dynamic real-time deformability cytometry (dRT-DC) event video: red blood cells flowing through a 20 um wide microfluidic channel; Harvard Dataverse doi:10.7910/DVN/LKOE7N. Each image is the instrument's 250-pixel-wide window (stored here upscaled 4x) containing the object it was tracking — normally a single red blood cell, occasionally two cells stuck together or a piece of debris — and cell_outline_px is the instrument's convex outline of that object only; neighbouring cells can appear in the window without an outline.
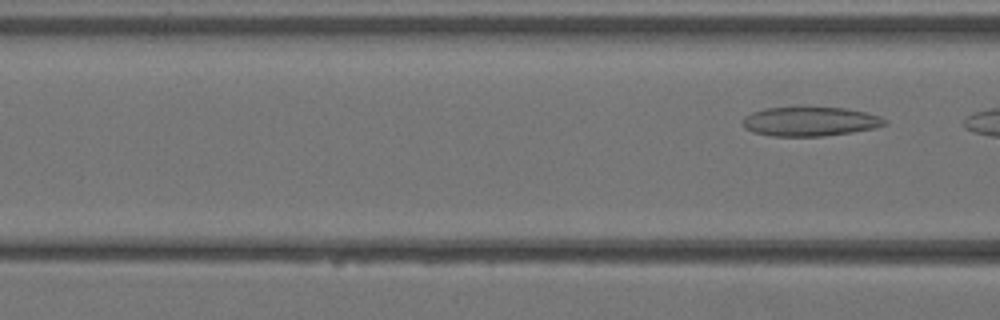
{"species": "Egyptian fruit bat (a non-hibernating species)", "species_latin": "Rousettus aegyptiacus", "temperature_condition": "warm", "stored_images_in_passage": 4, "camera_frame_rate_fps": 3000, "um_per_image_px": 0.085, "animal": {"sex": "female"}, "frame": {"image": 1, "passage_image": 4, "time_ms": 1.0, "image_size_px": [1000, 320], "cell_outline_px": [[888, 124], [876, 128], [852, 132], [824, 136], [772, 136], [752, 132], [744, 128], [744, 116], [752, 112], [764, 108], [800, 104], [848, 108], [880, 116], [888, 120]], "centroid_in_image_um": [68.86, 10.27], "position_along_channel_um": 97.7, "area_um2": 25.37}}